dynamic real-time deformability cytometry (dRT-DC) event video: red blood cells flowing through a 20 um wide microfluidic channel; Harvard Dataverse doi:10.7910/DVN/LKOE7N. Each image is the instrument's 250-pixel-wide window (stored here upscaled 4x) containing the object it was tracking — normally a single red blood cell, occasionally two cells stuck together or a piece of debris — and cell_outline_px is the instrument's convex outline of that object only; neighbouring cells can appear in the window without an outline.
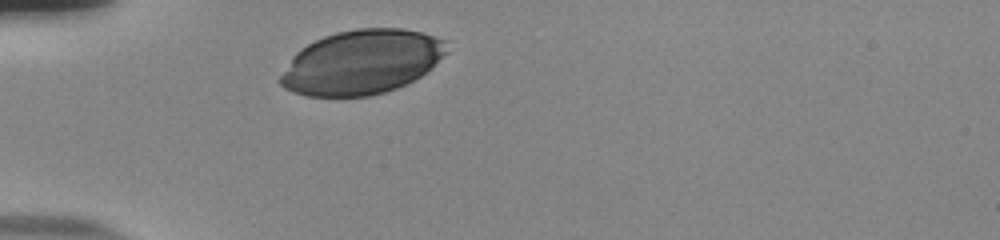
{"species": "human", "species_latin": "Homo sapiens", "temperature_condition": "room temperature", "stored_images_in_passage": 29, "camera_frame_rate_fps": 3000, "um_per_image_px": 0.085, "donor": {"sex": "male"}, "frame": {"image": 1, "passage_image": 1, "time_ms": 0.0, "image_size_px": [1000, 240], "cell_outline_px": [[448, 52], [432, 68], [420, 76], [396, 88], [372, 96], [308, 96], [292, 92], [284, 88], [276, 80], [292, 56], [300, 48], [324, 36], [336, 32], [356, 28], [404, 28], [420, 32], [448, 40]], "centroid_in_image_um": [30.74, 5.27], "position_along_channel_um": 54.3, "area_um2": 62.77}}